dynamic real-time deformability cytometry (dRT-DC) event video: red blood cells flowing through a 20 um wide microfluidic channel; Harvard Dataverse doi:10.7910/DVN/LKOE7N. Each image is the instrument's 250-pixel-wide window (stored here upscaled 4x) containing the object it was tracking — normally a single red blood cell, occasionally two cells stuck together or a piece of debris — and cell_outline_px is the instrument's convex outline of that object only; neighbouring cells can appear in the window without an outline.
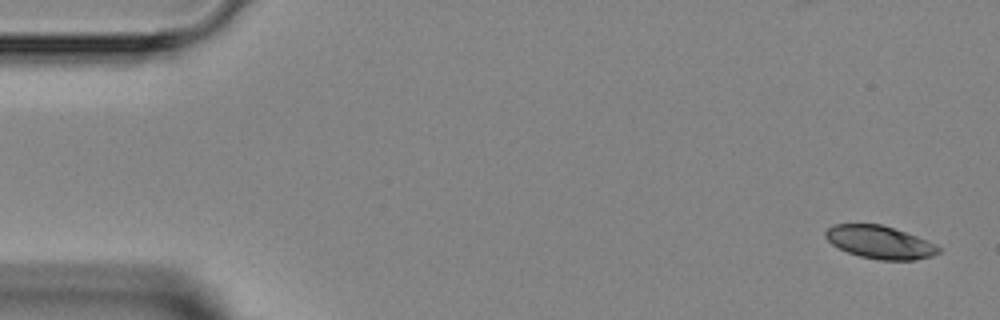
{"species": "Egyptian fruit bat (a non-hibernating species)", "species_latin": "Rousettus aegyptiacus", "temperature_condition": "room temperature", "stored_images_in_passage": 5, "camera_frame_rate_fps": 3000, "um_per_image_px": 0.085, "animal": {"sex": "female"}, "frame": {"image": 1, "passage_image": 1, "time_ms": 0.0, "image_size_px": [1000, 320], "cell_outline_px": [[940, 252], [932, 256], [916, 260], [880, 260], [860, 256], [848, 252], [832, 244], [824, 236], [824, 232], [832, 224], [880, 224], [928, 240], [936, 244], [940, 248]], "centroid_in_image_um": [74.79, 20.59], "position_along_channel_um": 10.2, "area_um2": 21.56}}